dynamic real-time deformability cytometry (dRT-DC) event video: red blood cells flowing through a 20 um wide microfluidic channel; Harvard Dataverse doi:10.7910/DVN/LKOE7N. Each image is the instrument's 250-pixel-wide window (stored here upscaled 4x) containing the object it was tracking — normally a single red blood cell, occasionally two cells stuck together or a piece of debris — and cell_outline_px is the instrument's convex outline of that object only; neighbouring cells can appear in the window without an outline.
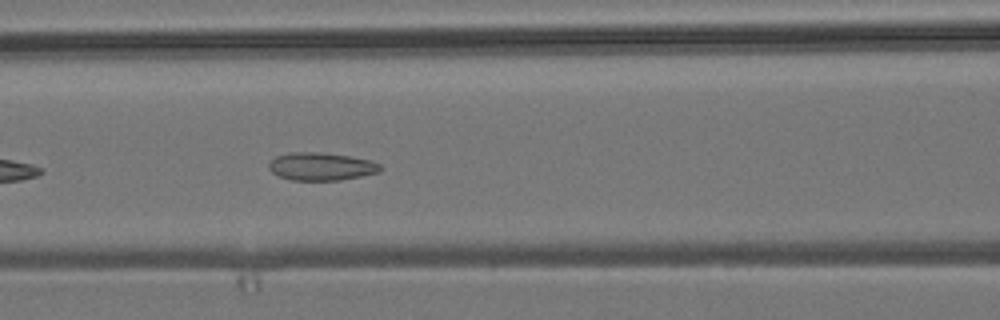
{"species": "common noctule bat (a hibernating species)", "species_latin": "Nyctalus noctula", "temperature_condition": "room temperature", "stored_images_in_passage": 40, "camera_frame_rate_fps": 3000, "um_per_image_px": 0.085, "animal": {"sex": "male", "body_mass_g": 19.2, "forearm_length_mm": 51.8}, "frame": {"image": 1, "passage_image": 9, "time_ms": 2.667, "image_size_px": [1000, 320], "cell_outline_px": [[384, 168], [380, 172], [340, 180], [292, 180], [280, 176], [272, 172], [268, 168], [268, 164], [276, 156], [288, 152], [320, 152], [348, 156], [372, 160], [380, 164]], "centroid_in_image_um": [27.32, 14.14], "position_along_channel_um": 139.3, "area_um2": 18.15}}
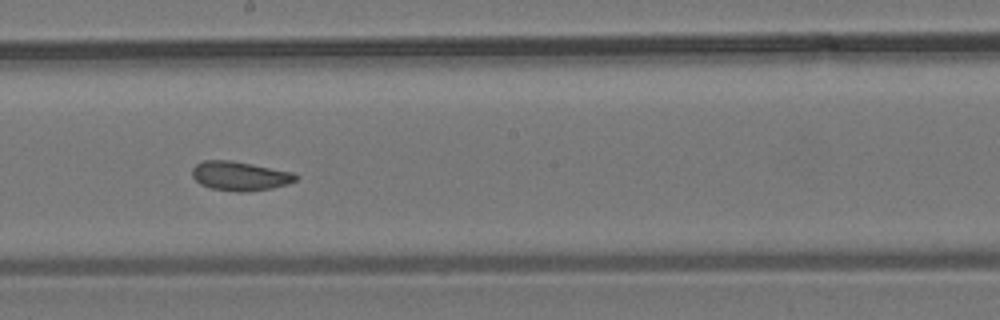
{"frame": {"image": 2, "passage_image": 16, "time_ms": 5.0, "image_size_px": [1000, 320], "cell_outline_px": [[300, 176], [296, 180], [288, 184], [272, 188], [244, 192], [236, 192], [212, 188], [200, 184], [192, 176], [192, 168], [196, 164], [204, 160], [232, 160], [292, 172]], "centroid_in_image_um": [20.39, 14.96], "position_along_channel_um": 227.8, "area_um2": 17.63}}
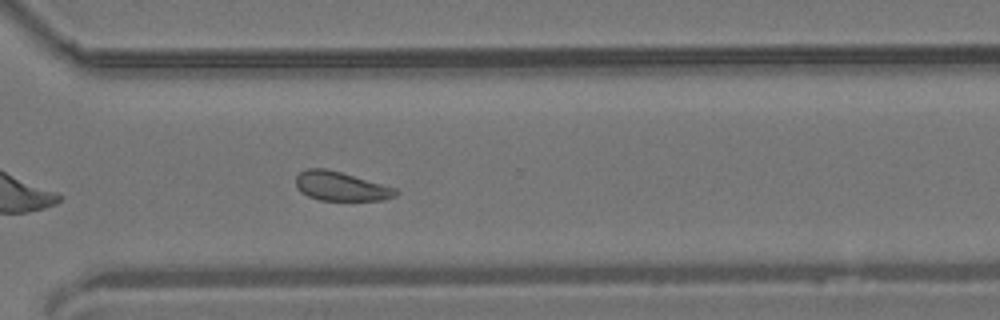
{"frame": {"image": 3, "passage_image": 25, "time_ms": 8.0, "image_size_px": [1000, 320], "cell_outline_px": [[400, 192], [396, 196], [384, 200], [320, 200], [308, 196], [300, 192], [296, 188], [296, 176], [304, 168], [324, 168], [340, 172], [396, 188]], "centroid_in_image_um": [28.95, 15.84], "position_along_channel_um": 341.6, "area_um2": 16.94}, "authors_computed_cell_mechanics": {"area_um2": 17.6001, "velocity_mm_per_s": 3.8071, "shape_relaxation_time_tau1_ms": null, "shape_relaxation_time_tau2_ms": 2.105, "deformation_change_tau1": null, "deformation_change_tau2": 0.0777}}